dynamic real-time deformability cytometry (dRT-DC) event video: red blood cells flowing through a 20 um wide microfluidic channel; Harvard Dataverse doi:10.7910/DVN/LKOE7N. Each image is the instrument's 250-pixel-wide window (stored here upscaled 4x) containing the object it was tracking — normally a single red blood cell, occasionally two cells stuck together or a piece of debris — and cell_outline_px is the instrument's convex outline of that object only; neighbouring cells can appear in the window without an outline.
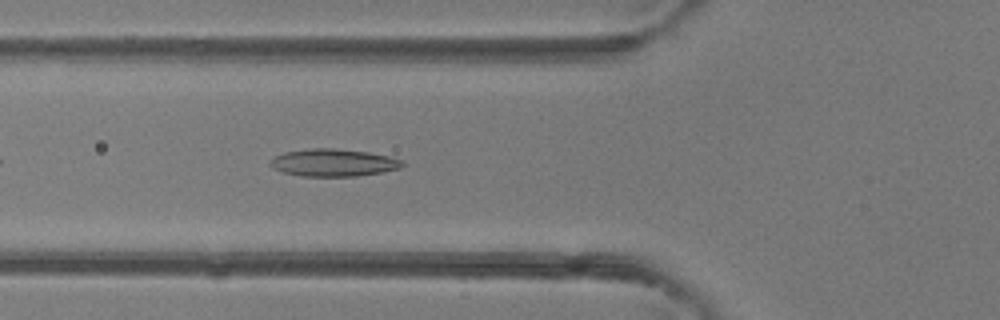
{"species": "common noctule bat (a hibernating species)", "species_latin": "Nyctalus noctula", "temperature_condition": "room temperature", "stored_images_in_passage": 34, "camera_frame_rate_fps": 3000, "um_per_image_px": 0.085, "animal": {"sex": "female"}, "frame": {"image": 1, "passage_image": 4, "time_ms": 1.0, "image_size_px": [1000, 320], "cell_outline_px": [[400, 164], [396, 168], [376, 172], [344, 176], [312, 176], [288, 172], [280, 168], [280, 156], [288, 152], [364, 152], [384, 156], [396, 160]], "centroid_in_image_um": [28.5, 13.89], "position_along_channel_um": 97.3, "area_um2": 17.28}}
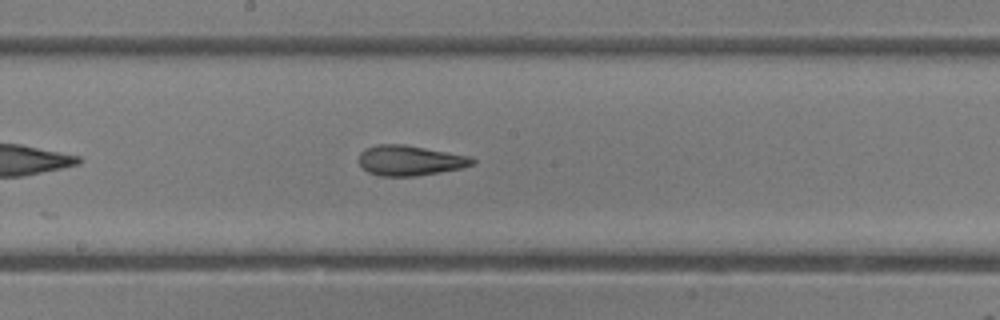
{"frame": {"image": 2, "passage_image": 12, "time_ms": 3.667, "image_size_px": [1000, 320], "cell_outline_px": [[472, 164], [456, 168], [408, 176], [392, 176], [372, 172], [364, 168], [360, 164], [360, 156], [368, 148], [420, 148], [460, 156], [472, 160]], "centroid_in_image_um": [34.79, 13.71], "position_along_channel_um": 213.4, "area_um2": 16.94}}
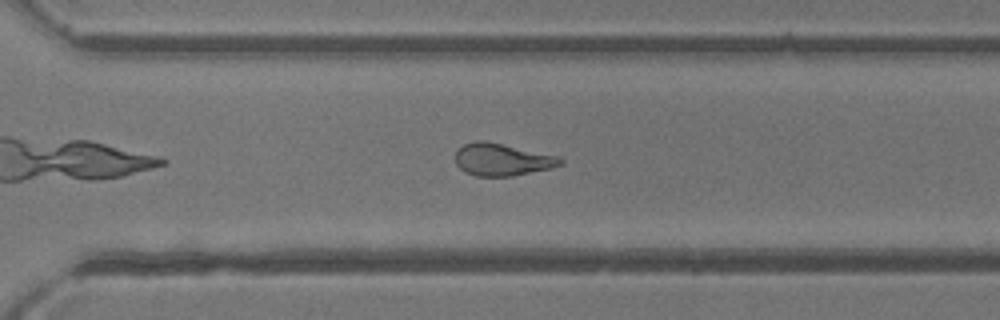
{"frame": {"image": 3, "passage_image": 20, "time_ms": 6.333, "image_size_px": [1000, 320], "cell_outline_px": [[560, 164], [548, 168], [508, 176], [480, 176], [468, 172], [460, 168], [456, 160], [456, 152], [464, 144], [500, 144], [548, 156], [560, 160]], "centroid_in_image_um": [42.57, 13.62], "position_along_channel_um": 328.0, "area_um2": 17.63}, "authors_computed_cell_mechanics": {"area_um2": 17.9469, "velocity_mm_per_s": 4.3196, "shape_relaxation_time_tau1_ms": null, "shape_relaxation_time_tau2_ms": 2.2494, "deformation_change_tau1": null, "deformation_change_tau2": 0.0932}}